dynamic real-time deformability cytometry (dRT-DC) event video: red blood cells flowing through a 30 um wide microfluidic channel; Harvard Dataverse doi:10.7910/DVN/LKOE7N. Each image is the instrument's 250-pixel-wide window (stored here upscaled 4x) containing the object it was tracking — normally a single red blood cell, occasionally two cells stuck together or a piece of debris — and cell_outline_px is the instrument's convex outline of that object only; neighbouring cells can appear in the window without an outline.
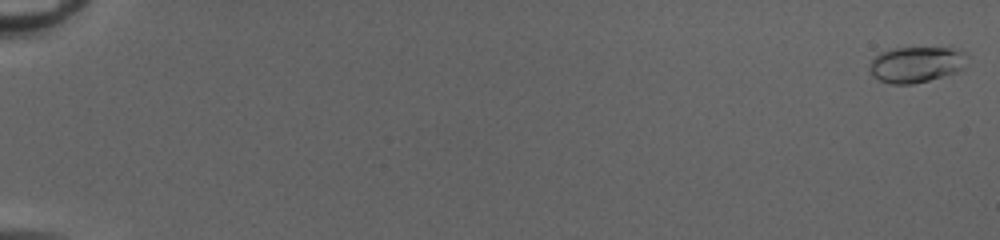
{"species": "common noctule bat (a hibernating species)", "species_latin": "Nyctalus noctula", "temperature_condition": "cold", "stored_images_in_passage": 53, "camera_frame_rate_fps": 3000, "um_per_image_px": 0.085, "animal": {"sex": "female", "body_mass_g": 20.0, "forearm_length_mm": 54.0}, "frame": {"image": 1, "passage_image": 2, "time_ms": 0.333, "image_size_px": [1000, 240], "cell_outline_px": [[964, 68], [956, 72], [928, 80], [912, 84], [892, 84], [880, 80], [872, 76], [868, 68], [872, 60], [880, 52], [892, 48], [948, 48], [956, 52]], "centroid_in_image_um": [77.7, 5.51], "position_along_channel_um": 7.3, "area_um2": 19.54}}
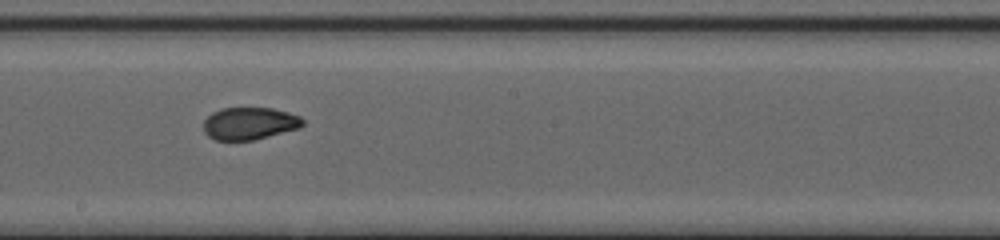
{"frame": {"image": 2, "passage_image": 33, "time_ms": 10.667, "image_size_px": [1000, 240], "cell_outline_px": [[304, 124], [300, 128], [252, 140], [216, 140], [208, 136], [204, 132], [204, 120], [212, 112], [220, 108], [272, 108], [288, 112], [300, 116], [304, 120]], "centroid_in_image_um": [21.21, 10.48], "position_along_channel_um": 227.0, "area_um2": 18.73}}
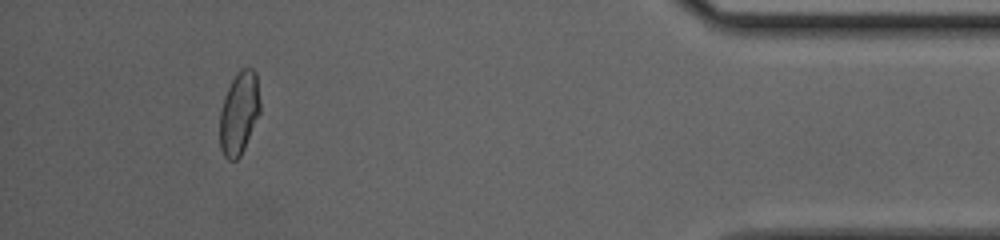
{"frame": {"image": 3, "passage_image": 50, "time_ms": 16.333, "image_size_px": [1000, 240], "cell_outline_px": [[260, 112], [244, 148], [240, 156], [236, 160], [228, 160], [224, 156], [220, 148], [220, 112], [224, 96], [232, 80], [240, 68], [252, 68], [256, 72], [260, 100]], "centroid_in_image_um": [20.32, 9.6], "position_along_channel_um": 414.9, "area_um2": 19.42}, "authors_computed_cell_mechanics": {"area_um2": 19.074, "velocity_mm_per_s": 4.1717, "shape_relaxation_time_tau1_ms": 8.0428, "shape_relaxation_time_tau2_ms": 1.0294, "deformation_change_tau1": 0.2134, "deformation_change_tau2": 0.0509}}